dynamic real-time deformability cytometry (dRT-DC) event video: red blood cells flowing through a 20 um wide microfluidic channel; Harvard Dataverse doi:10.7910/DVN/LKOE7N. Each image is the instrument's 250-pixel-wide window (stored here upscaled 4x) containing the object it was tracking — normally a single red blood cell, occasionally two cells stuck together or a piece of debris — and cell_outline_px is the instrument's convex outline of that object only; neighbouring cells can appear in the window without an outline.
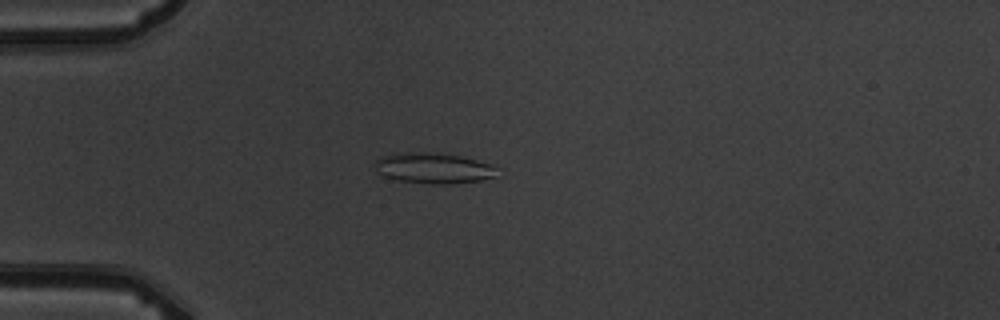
{"species": "common noctule bat (a hibernating species)", "species_latin": "Nyctalus noctula", "temperature_condition": "warm", "stored_images_in_passage": 5, "camera_frame_rate_fps": 3000, "um_per_image_px": 0.085, "animal": {"sex": "male", "body_mass_g": 19.5, "forearm_length_mm": 54.6}, "frame": {"image": 1, "passage_image": 3, "time_ms": 2.333, "image_size_px": [1000, 320], "cell_outline_px": [[496, 168], [492, 176], [480, 180], [448, 184], [432, 184], [396, 180], [384, 176], [372, 164], [380, 156], [392, 152], [424, 152], [460, 156], [492, 164]], "centroid_in_image_um": [36.74, 14.28], "position_along_channel_um": 48.3, "area_um2": 21.68}}
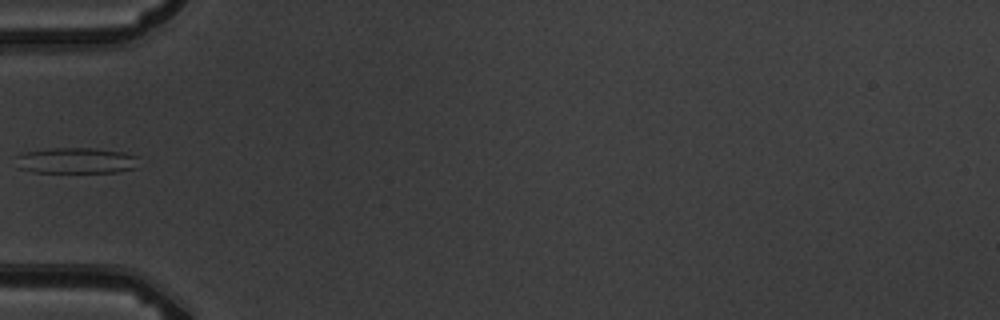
{"frame": {"image": 2, "passage_image": 4, "time_ms": 3.667, "image_size_px": [1000, 320], "cell_outline_px": [[136, 168], [116, 172], [32, 172], [16, 168], [16, 156], [24, 152], [48, 148], [92, 148], [124, 152], [136, 156]], "centroid_in_image_um": [6.4, 13.65], "position_along_channel_um": 78.6, "area_um2": 18.61}}
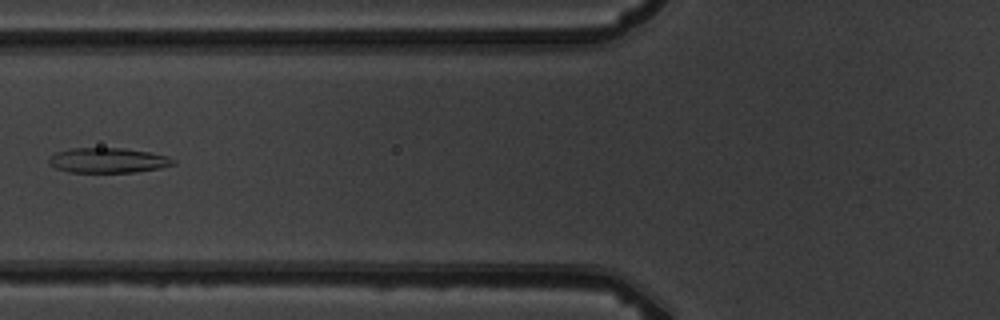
{"frame": {"image": 3, "passage_image": 5, "time_ms": 4.667, "image_size_px": [1000, 320], "cell_outline_px": [[176, 164], [160, 168], [136, 172], [68, 172], [56, 168], [48, 160], [56, 152], [72, 148], [124, 148], [148, 152], [168, 156], [176, 160]], "centroid_in_image_um": [9.23, 13.63], "position_along_channel_um": 116.6, "area_um2": 18.03}}